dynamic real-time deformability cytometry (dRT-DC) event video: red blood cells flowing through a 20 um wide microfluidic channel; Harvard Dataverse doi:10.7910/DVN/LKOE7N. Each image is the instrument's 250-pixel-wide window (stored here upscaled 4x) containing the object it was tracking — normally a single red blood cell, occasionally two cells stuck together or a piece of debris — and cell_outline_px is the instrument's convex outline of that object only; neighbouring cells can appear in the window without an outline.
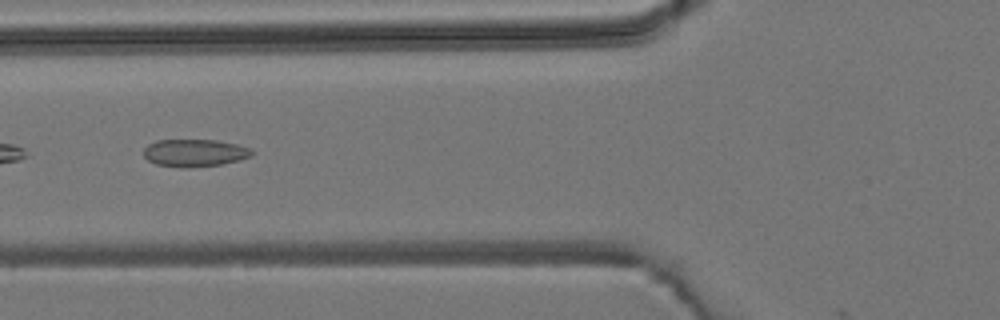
{"species": "common noctule bat (a hibernating species)", "species_latin": "Nyctalus noctula", "temperature_condition": "room temperature", "stored_images_in_passage": 5, "camera_frame_rate_fps": 3000, "um_per_image_px": 0.085, "animal": {"sex": "male", "body_mass_g": 19.2, "forearm_length_mm": 51.8}, "frame": {"image": 1, "passage_image": 5, "time_ms": 5.667, "image_size_px": [1000, 320], "cell_outline_px": [[256, 152], [252, 156], [240, 160], [220, 164], [188, 168], [184, 168], [156, 164], [148, 160], [144, 156], [144, 148], [148, 144], [156, 140], [216, 140], [236, 144], [252, 148]], "centroid_in_image_um": [16.58, 12.99], "position_along_channel_um": 109.2, "area_um2": 17.46}}